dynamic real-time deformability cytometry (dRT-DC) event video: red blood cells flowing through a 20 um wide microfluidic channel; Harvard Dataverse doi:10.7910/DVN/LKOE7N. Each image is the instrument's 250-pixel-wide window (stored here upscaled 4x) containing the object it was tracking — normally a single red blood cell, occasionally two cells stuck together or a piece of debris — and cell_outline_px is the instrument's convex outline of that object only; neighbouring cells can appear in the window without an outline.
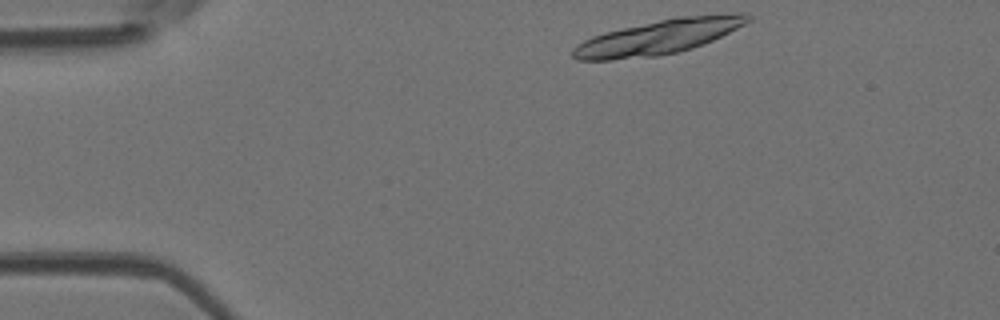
{"species": "Egyptian fruit bat (a non-hibernating species)", "species_latin": "Rousettus aegyptiacus", "temperature_condition": "room temperature", "stored_images_in_passage": 7, "camera_frame_rate_fps": 3000, "um_per_image_px": 0.085, "animal": {"sex": "female"}, "frame": {"image": 1, "passage_image": 1, "time_ms": 0.0, "image_size_px": [1000, 320], "cell_outline_px": [[752, 20], [712, 40], [692, 48], [676, 52], [656, 56], [612, 60], [576, 60], [572, 56], [572, 48], [576, 44], [592, 36], [604, 32], [676, 16], [740, 12], [748, 12], [752, 16]], "centroid_in_image_um": [55.98, 3.13], "position_along_channel_um": 29.0, "area_um2": 35.37}}